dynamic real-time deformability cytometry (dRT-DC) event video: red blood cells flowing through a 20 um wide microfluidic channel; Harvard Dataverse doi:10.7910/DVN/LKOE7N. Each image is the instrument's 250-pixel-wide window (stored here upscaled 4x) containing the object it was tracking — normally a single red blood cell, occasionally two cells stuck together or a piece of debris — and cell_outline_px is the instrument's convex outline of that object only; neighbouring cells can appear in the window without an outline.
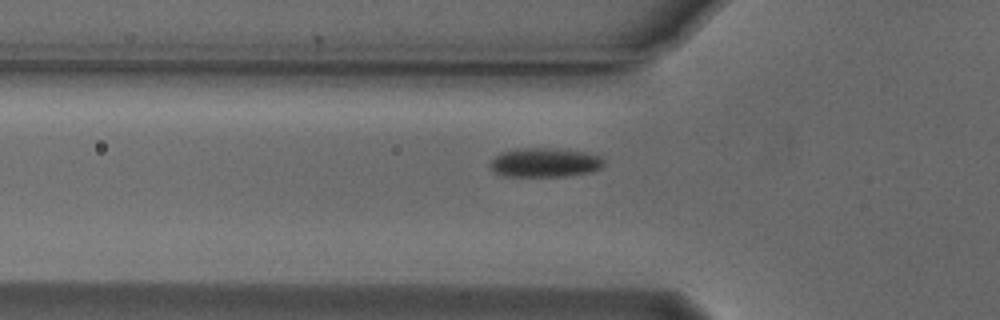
{"species": "Egyptian fruit bat (a non-hibernating species)", "species_latin": "Rousettus aegyptiacus", "temperature_condition": "cold", "stored_images_in_passage": 34, "camera_frame_rate_fps": 3000, "um_per_image_px": 0.085, "animal": {"sex": "male"}, "frame": {"image": 1, "passage_image": 2, "time_ms": 0.333, "image_size_px": [1000, 320], "cell_outline_px": [[604, 164], [600, 168], [592, 172], [564, 176], [504, 176], [496, 172], [488, 164], [496, 156], [504, 152], [528, 148], [548, 148], [584, 152], [600, 156], [604, 160]], "centroid_in_image_um": [46.35, 13.83], "position_along_channel_um": 79.5, "area_um2": 18.96}}
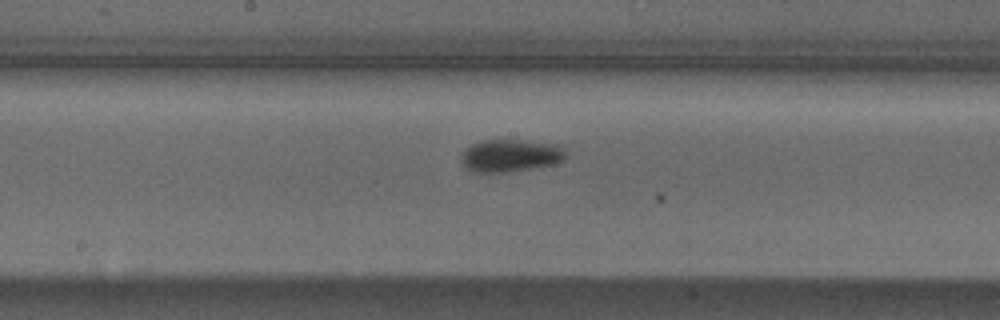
{"frame": {"image": 2, "passage_image": 12, "time_ms": 3.667, "image_size_px": [1000, 320], "cell_outline_px": [[568, 156], [564, 160], [548, 164], [528, 168], [504, 172], [472, 172], [460, 160], [464, 152], [472, 144], [484, 140], [524, 140], [556, 144], [564, 148]], "centroid_in_image_um": [43.41, 13.21], "position_along_channel_um": 204.8, "area_um2": 19.42}}
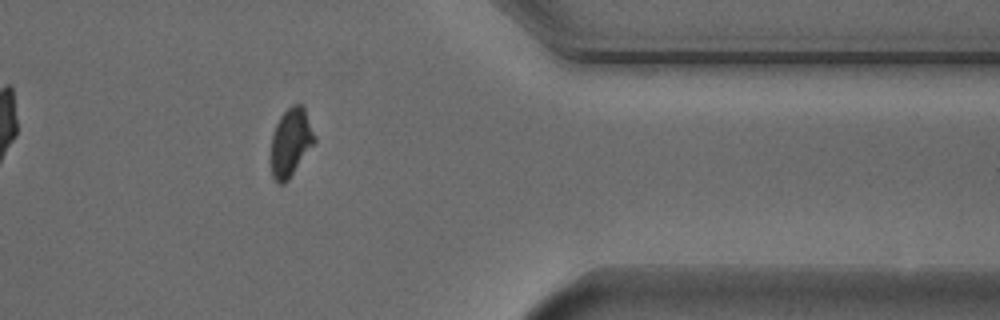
{"frame": {"image": 3, "passage_image": 28, "time_ms": 9.0, "image_size_px": [1000, 320], "cell_outline_px": [[316, 140], [288, 180], [284, 184], [280, 184], [272, 176], [272, 136], [276, 124], [280, 116], [292, 104], [300, 104], [304, 108], [316, 136]], "centroid_in_image_um": [24.72, 12.08], "position_along_channel_um": 386.7, "area_um2": 16.94}, "authors_computed_cell_mechanics": {"area_um2": 18.9584, "velocity_mm_per_s": 3.7513, "shape_relaxation_time_tau1_ms": 2.7157, "shape_relaxation_time_tau2_ms": null, "deformation_change_tau1": 0.0872, "deformation_change_tau2": null}}